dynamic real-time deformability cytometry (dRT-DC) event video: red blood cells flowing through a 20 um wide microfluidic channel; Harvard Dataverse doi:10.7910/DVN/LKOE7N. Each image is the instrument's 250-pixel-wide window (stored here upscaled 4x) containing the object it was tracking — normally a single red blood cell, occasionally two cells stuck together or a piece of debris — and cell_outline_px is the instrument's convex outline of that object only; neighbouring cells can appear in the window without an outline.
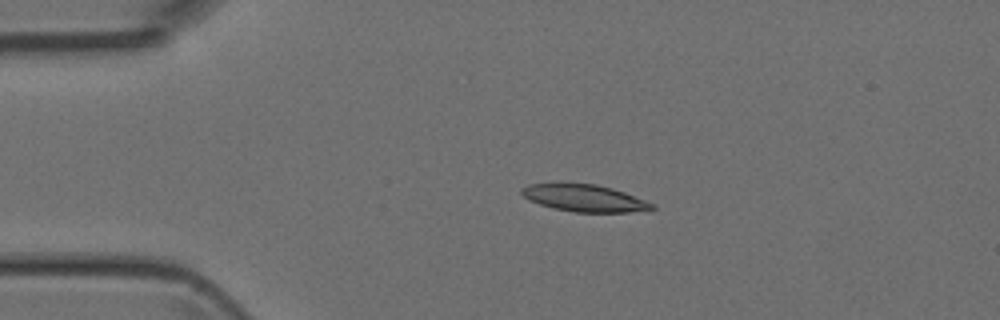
{"species": "Egyptian fruit bat (a non-hibernating species)", "species_latin": "Rousettus aegyptiacus", "temperature_condition": "room temperature", "stored_images_in_passage": 11, "camera_frame_rate_fps": 3000, "um_per_image_px": 0.085, "animal": {"sex": "female"}, "frame": {"image": 1, "passage_image": 6, "time_ms": 1.667, "image_size_px": [1000, 320], "cell_outline_px": [[656, 208], [628, 212], [576, 212], [556, 208], [540, 204], [528, 200], [520, 192], [520, 188], [528, 184], [596, 184], [612, 188], [624, 192], [656, 204]], "centroid_in_image_um": [49.69, 16.84], "position_along_channel_um": 35.3, "area_um2": 20.23}}